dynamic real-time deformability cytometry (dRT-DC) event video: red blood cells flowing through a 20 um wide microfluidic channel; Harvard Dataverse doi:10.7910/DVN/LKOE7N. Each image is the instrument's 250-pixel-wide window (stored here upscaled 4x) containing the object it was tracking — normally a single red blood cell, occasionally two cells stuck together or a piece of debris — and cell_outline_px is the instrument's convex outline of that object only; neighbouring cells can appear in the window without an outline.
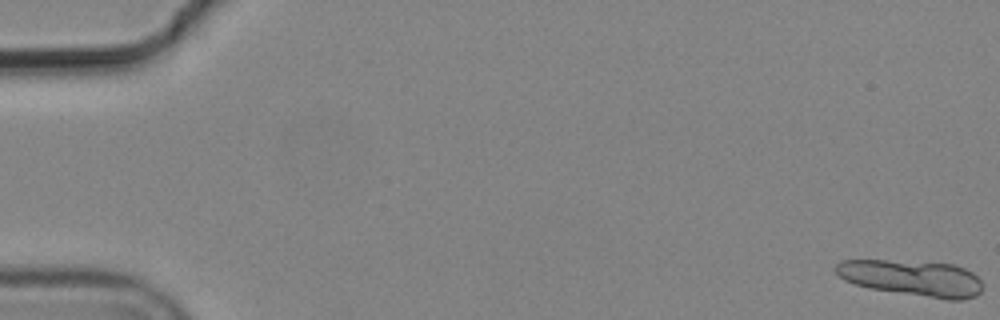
{"species": "common noctule bat (a hibernating species)", "species_latin": "Nyctalus noctula", "temperature_condition": "cold", "stored_images_in_passage": 6, "camera_frame_rate_fps": 3000, "um_per_image_px": 0.085, "animal": {"sex": "male", "body_mass_g": 19.2, "forearm_length_mm": 51.8}, "frame": {"image": 1, "passage_image": 1, "time_ms": 0.0, "image_size_px": [1000, 320], "cell_outline_px": [[984, 284], [980, 292], [976, 296], [964, 300], [948, 300], [872, 288], [856, 284], [844, 280], [836, 272], [836, 264], [840, 260], [888, 260], [956, 264], [972, 272]], "centroid_in_image_um": [77.58, 23.63], "position_along_channel_um": 7.4, "area_um2": 30.69}}